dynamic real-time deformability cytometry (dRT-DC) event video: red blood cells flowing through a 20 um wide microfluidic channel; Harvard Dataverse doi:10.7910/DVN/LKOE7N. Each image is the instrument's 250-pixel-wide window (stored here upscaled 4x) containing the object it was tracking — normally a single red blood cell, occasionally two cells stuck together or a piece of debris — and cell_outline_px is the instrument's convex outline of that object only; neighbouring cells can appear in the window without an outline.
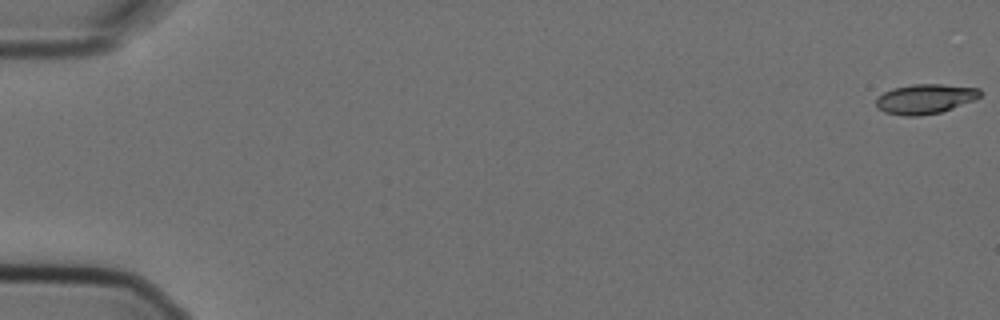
{"species": "Egyptian fruit bat (a non-hibernating species)", "species_latin": "Rousettus aegyptiacus", "temperature_condition": "cold", "stored_images_in_passage": 5, "camera_frame_rate_fps": 3000, "um_per_image_px": 0.085, "animal": {"sex": "female"}, "frame": {"image": 1, "passage_image": 1, "time_ms": 0.0, "image_size_px": [1000, 320], "cell_outline_px": [[980, 96], [976, 100], [940, 112], [920, 116], [904, 116], [884, 112], [876, 108], [876, 96], [892, 88], [912, 84], [940, 84], [980, 88]], "centroid_in_image_um": [78.6, 8.41], "position_along_channel_um": 6.4, "area_um2": 18.21}}
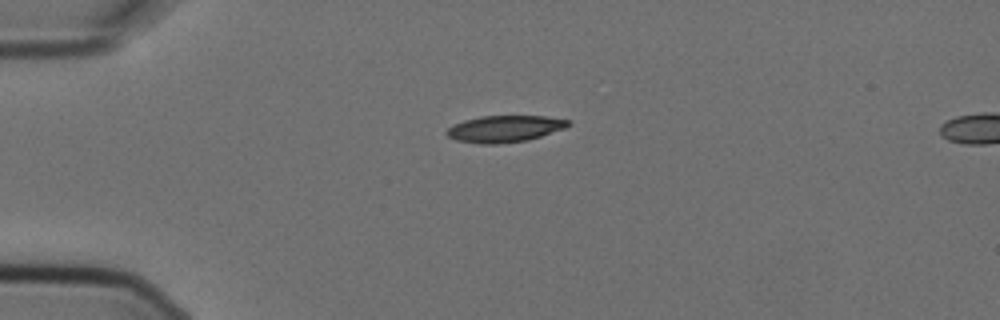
{"frame": {"image": 2, "passage_image": 4, "time_ms": 1.0, "image_size_px": [1000, 320], "cell_outline_px": [[572, 124], [564, 128], [528, 140], [496, 144], [480, 144], [456, 140], [448, 136], [444, 132], [452, 124], [464, 120], [480, 116], [544, 116], [568, 120]], "centroid_in_image_um": [42.85, 10.94], "position_along_channel_um": 42.2, "area_um2": 18.84}}